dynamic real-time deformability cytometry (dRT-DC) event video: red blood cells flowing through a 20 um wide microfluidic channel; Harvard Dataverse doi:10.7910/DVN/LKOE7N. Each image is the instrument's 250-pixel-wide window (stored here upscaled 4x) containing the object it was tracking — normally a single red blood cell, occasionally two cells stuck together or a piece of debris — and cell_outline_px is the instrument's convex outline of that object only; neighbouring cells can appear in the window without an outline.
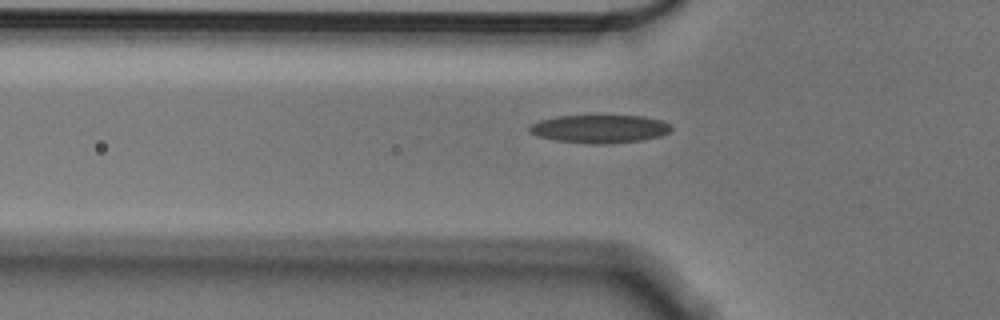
{"species": "Egyptian fruit bat (a non-hibernating species)", "species_latin": "Rousettus aegyptiacus", "temperature_condition": "cold", "stored_images_in_passage": 26, "camera_frame_rate_fps": 3000, "um_per_image_px": 0.085, "animal": {"sex": "male"}, "frame": {"image": 1, "passage_image": 3, "time_ms": 0.667, "image_size_px": [1000, 320], "cell_outline_px": [[672, 128], [668, 132], [660, 136], [640, 140], [604, 144], [592, 144], [556, 140], [536, 136], [528, 132], [528, 128], [532, 124], [540, 120], [556, 116], [644, 116], [660, 120], [672, 124]], "centroid_in_image_um": [50.95, 10.95], "position_along_channel_um": 74.8, "area_um2": 23.18}}
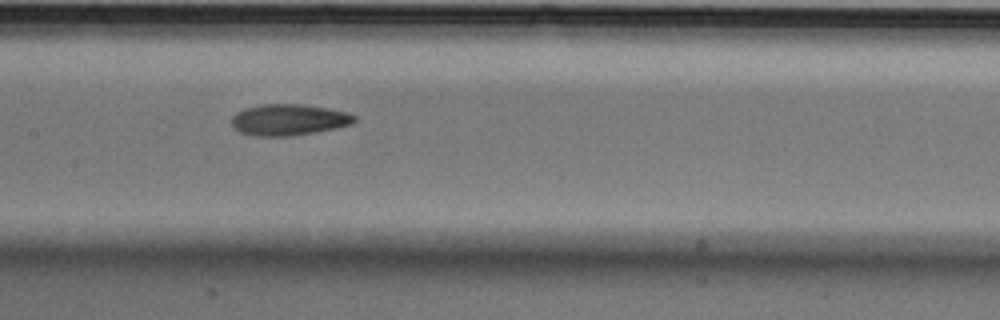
{"frame": {"image": 2, "passage_image": 12, "time_ms": 3.667, "image_size_px": [1000, 320], "cell_outline_px": [[356, 120], [352, 124], [336, 128], [316, 132], [292, 136], [252, 136], [240, 132], [232, 128], [232, 116], [236, 112], [244, 108], [260, 104], [304, 104], [328, 108], [348, 112], [356, 116]], "centroid_in_image_um": [24.53, 10.18], "position_along_channel_um": 182.9, "area_um2": 22.72}}
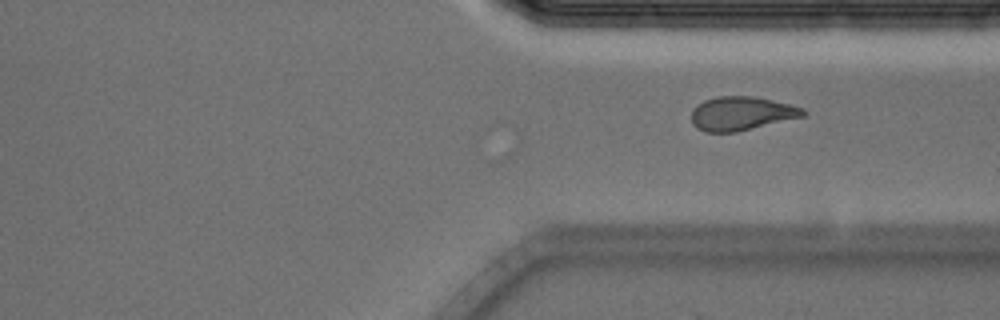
{"frame": {"image": 3, "passage_image": 26, "time_ms": 8.333, "image_size_px": [1000, 320], "cell_outline_px": [[804, 116], [736, 132], [704, 132], [696, 128], [692, 124], [692, 108], [696, 104], [704, 100], [716, 96], [756, 96], [804, 108]], "centroid_in_image_um": [62.96, 9.64], "position_along_channel_um": 348.4, "area_um2": 22.02}}